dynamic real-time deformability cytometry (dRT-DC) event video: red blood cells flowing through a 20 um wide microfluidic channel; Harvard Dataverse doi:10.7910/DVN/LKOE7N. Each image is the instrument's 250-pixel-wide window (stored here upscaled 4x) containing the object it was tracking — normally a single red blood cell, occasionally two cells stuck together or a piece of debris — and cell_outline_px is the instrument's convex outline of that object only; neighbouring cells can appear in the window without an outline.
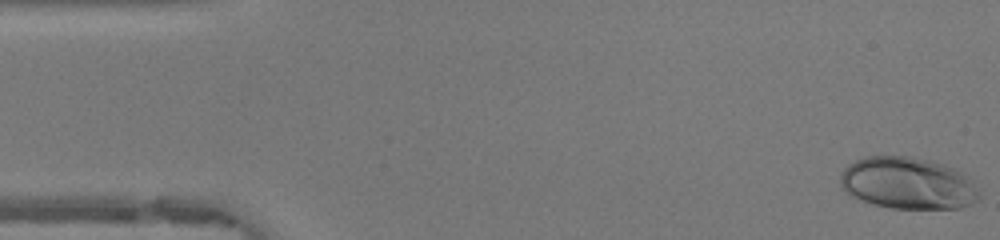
{"species": "human", "species_latin": "Homo sapiens", "temperature_condition": "warm", "stored_images_in_passage": 48, "camera_frame_rate_fps": 3000, "um_per_image_px": 0.085, "donor": {"sex": "female"}, "frame": {"image": 1, "passage_image": 1, "time_ms": 0.0, "image_size_px": [1000, 240], "cell_outline_px": [[980, 200], [972, 204], [960, 208], [892, 208], [872, 204], [860, 200], [844, 192], [840, 188], [840, 172], [848, 164], [864, 156], [912, 156], [932, 160], [956, 168], [968, 176], [972, 180], [980, 192]], "centroid_in_image_um": [77.17, 15.56], "position_along_channel_um": 7.8, "area_um2": 42.77}}
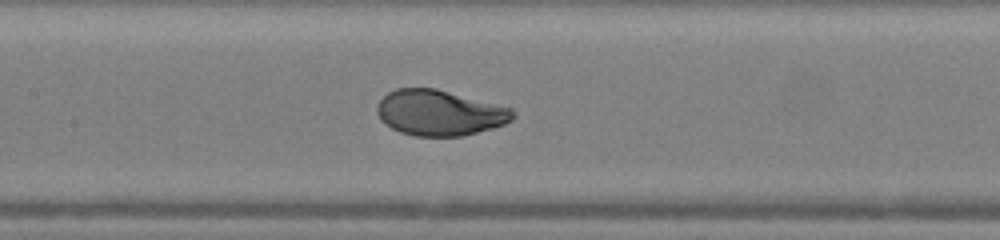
{"frame": {"image": 2, "passage_image": 22, "time_ms": 7.0, "image_size_px": [1000, 240], "cell_outline_px": [[516, 116], [512, 120], [504, 124], [492, 128], [464, 136], [412, 136], [400, 132], [384, 124], [380, 120], [376, 112], [376, 108], [380, 100], [388, 92], [396, 88], [436, 88], [512, 108], [516, 112]], "centroid_in_image_um": [37.36, 9.59], "position_along_channel_um": 170.0, "area_um2": 36.3}}
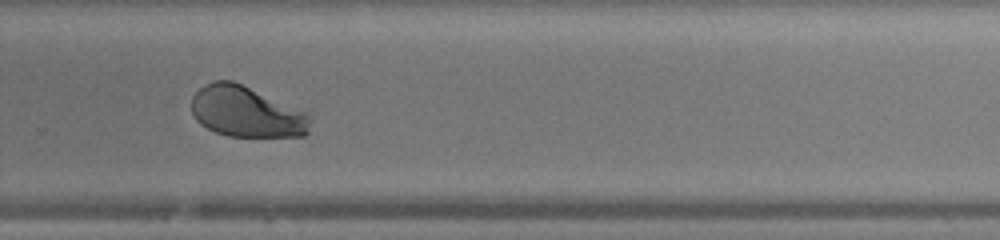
{"frame": {"image": 3, "passage_image": 32, "time_ms": 10.333, "image_size_px": [1000, 240], "cell_outline_px": [[308, 132], [304, 136], [228, 136], [216, 132], [200, 124], [196, 120], [192, 112], [192, 96], [204, 84], [212, 80], [232, 80], [308, 112]], "centroid_in_image_um": [20.91, 9.49], "position_along_channel_um": 308.9, "area_um2": 35.03}, "authors_computed_cell_mechanics": {"area_um2": 36.992, "velocity_mm_per_s": 4.1793, "shape_relaxation_time_tau1_ms": 3.4306, "shape_relaxation_time_tau2_ms": null, "deformation_change_tau1": 0.1984, "deformation_change_tau2": null}}